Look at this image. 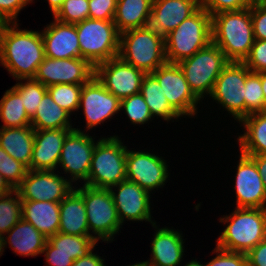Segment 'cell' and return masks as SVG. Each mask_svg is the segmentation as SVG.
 <instances>
[{"label": "cell", "instance_id": "1", "mask_svg": "<svg viewBox=\"0 0 266 266\" xmlns=\"http://www.w3.org/2000/svg\"><path fill=\"white\" fill-rule=\"evenodd\" d=\"M10 24L0 33V63L16 80L34 78L45 58L41 32L18 30L16 22L13 27Z\"/></svg>", "mask_w": 266, "mask_h": 266}, {"label": "cell", "instance_id": "2", "mask_svg": "<svg viewBox=\"0 0 266 266\" xmlns=\"http://www.w3.org/2000/svg\"><path fill=\"white\" fill-rule=\"evenodd\" d=\"M212 42L229 61L243 62L254 43L251 6L211 16Z\"/></svg>", "mask_w": 266, "mask_h": 266}, {"label": "cell", "instance_id": "3", "mask_svg": "<svg viewBox=\"0 0 266 266\" xmlns=\"http://www.w3.org/2000/svg\"><path fill=\"white\" fill-rule=\"evenodd\" d=\"M220 222H229L217 239L216 246L221 249L247 254L266 239V209L236 208Z\"/></svg>", "mask_w": 266, "mask_h": 266}, {"label": "cell", "instance_id": "4", "mask_svg": "<svg viewBox=\"0 0 266 266\" xmlns=\"http://www.w3.org/2000/svg\"><path fill=\"white\" fill-rule=\"evenodd\" d=\"M146 74L154 72L166 61L165 37L149 26L120 33L119 55Z\"/></svg>", "mask_w": 266, "mask_h": 266}, {"label": "cell", "instance_id": "5", "mask_svg": "<svg viewBox=\"0 0 266 266\" xmlns=\"http://www.w3.org/2000/svg\"><path fill=\"white\" fill-rule=\"evenodd\" d=\"M211 42V15L200 7L165 36L166 61L179 63Z\"/></svg>", "mask_w": 266, "mask_h": 266}, {"label": "cell", "instance_id": "6", "mask_svg": "<svg viewBox=\"0 0 266 266\" xmlns=\"http://www.w3.org/2000/svg\"><path fill=\"white\" fill-rule=\"evenodd\" d=\"M81 58L94 68L119 55L120 33L113 20L88 18L75 24Z\"/></svg>", "mask_w": 266, "mask_h": 266}, {"label": "cell", "instance_id": "7", "mask_svg": "<svg viewBox=\"0 0 266 266\" xmlns=\"http://www.w3.org/2000/svg\"><path fill=\"white\" fill-rule=\"evenodd\" d=\"M122 144L116 136L97 141L84 185L110 189L126 179L127 147Z\"/></svg>", "mask_w": 266, "mask_h": 266}, {"label": "cell", "instance_id": "8", "mask_svg": "<svg viewBox=\"0 0 266 266\" xmlns=\"http://www.w3.org/2000/svg\"><path fill=\"white\" fill-rule=\"evenodd\" d=\"M230 61L213 42L177 63L194 95L201 100L211 94L215 81Z\"/></svg>", "mask_w": 266, "mask_h": 266}, {"label": "cell", "instance_id": "9", "mask_svg": "<svg viewBox=\"0 0 266 266\" xmlns=\"http://www.w3.org/2000/svg\"><path fill=\"white\" fill-rule=\"evenodd\" d=\"M82 198L89 230L97 235V242L99 239L110 241L122 225L110 189L83 185Z\"/></svg>", "mask_w": 266, "mask_h": 266}, {"label": "cell", "instance_id": "10", "mask_svg": "<svg viewBox=\"0 0 266 266\" xmlns=\"http://www.w3.org/2000/svg\"><path fill=\"white\" fill-rule=\"evenodd\" d=\"M250 73L243 62L230 61L216 79L210 94L239 122L245 117V82Z\"/></svg>", "mask_w": 266, "mask_h": 266}, {"label": "cell", "instance_id": "11", "mask_svg": "<svg viewBox=\"0 0 266 266\" xmlns=\"http://www.w3.org/2000/svg\"><path fill=\"white\" fill-rule=\"evenodd\" d=\"M151 74L157 79L169 105L179 116L196 114V105L200 100L191 91L177 63L166 62Z\"/></svg>", "mask_w": 266, "mask_h": 266}, {"label": "cell", "instance_id": "12", "mask_svg": "<svg viewBox=\"0 0 266 266\" xmlns=\"http://www.w3.org/2000/svg\"><path fill=\"white\" fill-rule=\"evenodd\" d=\"M145 74L119 56L95 67V76L119 100L139 93Z\"/></svg>", "mask_w": 266, "mask_h": 266}, {"label": "cell", "instance_id": "13", "mask_svg": "<svg viewBox=\"0 0 266 266\" xmlns=\"http://www.w3.org/2000/svg\"><path fill=\"white\" fill-rule=\"evenodd\" d=\"M95 75V68L83 58L45 57L38 66L35 80L49 87L56 84H85Z\"/></svg>", "mask_w": 266, "mask_h": 266}, {"label": "cell", "instance_id": "14", "mask_svg": "<svg viewBox=\"0 0 266 266\" xmlns=\"http://www.w3.org/2000/svg\"><path fill=\"white\" fill-rule=\"evenodd\" d=\"M73 189L71 181L54 170H28L16 188L21 200L61 202Z\"/></svg>", "mask_w": 266, "mask_h": 266}, {"label": "cell", "instance_id": "15", "mask_svg": "<svg viewBox=\"0 0 266 266\" xmlns=\"http://www.w3.org/2000/svg\"><path fill=\"white\" fill-rule=\"evenodd\" d=\"M96 144L91 136L74 128L64 139L58 164L71 174V181H88V175Z\"/></svg>", "mask_w": 266, "mask_h": 266}, {"label": "cell", "instance_id": "16", "mask_svg": "<svg viewBox=\"0 0 266 266\" xmlns=\"http://www.w3.org/2000/svg\"><path fill=\"white\" fill-rule=\"evenodd\" d=\"M83 107L87 129L95 127L120 111V100L94 75L83 84L79 107Z\"/></svg>", "mask_w": 266, "mask_h": 266}, {"label": "cell", "instance_id": "17", "mask_svg": "<svg viewBox=\"0 0 266 266\" xmlns=\"http://www.w3.org/2000/svg\"><path fill=\"white\" fill-rule=\"evenodd\" d=\"M166 164L155 154L127 150L126 179L150 192L165 184L169 175Z\"/></svg>", "mask_w": 266, "mask_h": 266}, {"label": "cell", "instance_id": "18", "mask_svg": "<svg viewBox=\"0 0 266 266\" xmlns=\"http://www.w3.org/2000/svg\"><path fill=\"white\" fill-rule=\"evenodd\" d=\"M237 208L266 209V189L255 161L243 153L236 173Z\"/></svg>", "mask_w": 266, "mask_h": 266}, {"label": "cell", "instance_id": "19", "mask_svg": "<svg viewBox=\"0 0 266 266\" xmlns=\"http://www.w3.org/2000/svg\"><path fill=\"white\" fill-rule=\"evenodd\" d=\"M117 187L118 194L112 188ZM114 205L121 224L125 219L133 221H149L155 228V223L151 221L150 196L149 192L140 187L135 182L125 179L116 186L110 188Z\"/></svg>", "mask_w": 266, "mask_h": 266}, {"label": "cell", "instance_id": "20", "mask_svg": "<svg viewBox=\"0 0 266 266\" xmlns=\"http://www.w3.org/2000/svg\"><path fill=\"white\" fill-rule=\"evenodd\" d=\"M200 7V0H153L148 26L165 37Z\"/></svg>", "mask_w": 266, "mask_h": 266}, {"label": "cell", "instance_id": "21", "mask_svg": "<svg viewBox=\"0 0 266 266\" xmlns=\"http://www.w3.org/2000/svg\"><path fill=\"white\" fill-rule=\"evenodd\" d=\"M45 57L54 59L80 58L81 51L75 24L55 19L41 32Z\"/></svg>", "mask_w": 266, "mask_h": 266}, {"label": "cell", "instance_id": "22", "mask_svg": "<svg viewBox=\"0 0 266 266\" xmlns=\"http://www.w3.org/2000/svg\"><path fill=\"white\" fill-rule=\"evenodd\" d=\"M73 129L35 130L29 170H54L58 166L65 137Z\"/></svg>", "mask_w": 266, "mask_h": 266}, {"label": "cell", "instance_id": "23", "mask_svg": "<svg viewBox=\"0 0 266 266\" xmlns=\"http://www.w3.org/2000/svg\"><path fill=\"white\" fill-rule=\"evenodd\" d=\"M22 218L48 239L59 232L60 202L22 200Z\"/></svg>", "mask_w": 266, "mask_h": 266}, {"label": "cell", "instance_id": "24", "mask_svg": "<svg viewBox=\"0 0 266 266\" xmlns=\"http://www.w3.org/2000/svg\"><path fill=\"white\" fill-rule=\"evenodd\" d=\"M183 239L178 231L169 228L158 229L152 240V259L144 261L145 266H176L183 256Z\"/></svg>", "mask_w": 266, "mask_h": 266}, {"label": "cell", "instance_id": "25", "mask_svg": "<svg viewBox=\"0 0 266 266\" xmlns=\"http://www.w3.org/2000/svg\"><path fill=\"white\" fill-rule=\"evenodd\" d=\"M59 232L70 235H91L88 228L86 207L82 198V187L73 189L60 202Z\"/></svg>", "mask_w": 266, "mask_h": 266}, {"label": "cell", "instance_id": "26", "mask_svg": "<svg viewBox=\"0 0 266 266\" xmlns=\"http://www.w3.org/2000/svg\"><path fill=\"white\" fill-rule=\"evenodd\" d=\"M35 130L32 126L0 129V146L28 168L32 159Z\"/></svg>", "mask_w": 266, "mask_h": 266}, {"label": "cell", "instance_id": "27", "mask_svg": "<svg viewBox=\"0 0 266 266\" xmlns=\"http://www.w3.org/2000/svg\"><path fill=\"white\" fill-rule=\"evenodd\" d=\"M153 0H117L113 22L117 31L122 33L130 29L149 25Z\"/></svg>", "mask_w": 266, "mask_h": 266}, {"label": "cell", "instance_id": "28", "mask_svg": "<svg viewBox=\"0 0 266 266\" xmlns=\"http://www.w3.org/2000/svg\"><path fill=\"white\" fill-rule=\"evenodd\" d=\"M9 234V235H8ZM8 243L16 254L22 256H36L43 253L47 238L31 223L23 218L8 232Z\"/></svg>", "mask_w": 266, "mask_h": 266}, {"label": "cell", "instance_id": "29", "mask_svg": "<svg viewBox=\"0 0 266 266\" xmlns=\"http://www.w3.org/2000/svg\"><path fill=\"white\" fill-rule=\"evenodd\" d=\"M97 240L92 235H70L58 232L48 238L43 253H63L76 260L85 257L94 249Z\"/></svg>", "mask_w": 266, "mask_h": 266}, {"label": "cell", "instance_id": "30", "mask_svg": "<svg viewBox=\"0 0 266 266\" xmlns=\"http://www.w3.org/2000/svg\"><path fill=\"white\" fill-rule=\"evenodd\" d=\"M246 132L238 137L241 153L250 156L266 154V112H258L244 117Z\"/></svg>", "mask_w": 266, "mask_h": 266}, {"label": "cell", "instance_id": "31", "mask_svg": "<svg viewBox=\"0 0 266 266\" xmlns=\"http://www.w3.org/2000/svg\"><path fill=\"white\" fill-rule=\"evenodd\" d=\"M69 117L70 114L54 102L47 92L31 118V126L34 130L74 129Z\"/></svg>", "mask_w": 266, "mask_h": 266}, {"label": "cell", "instance_id": "32", "mask_svg": "<svg viewBox=\"0 0 266 266\" xmlns=\"http://www.w3.org/2000/svg\"><path fill=\"white\" fill-rule=\"evenodd\" d=\"M140 93L152 116L156 115L167 121L180 117L169 105L159 82L151 73L143 77Z\"/></svg>", "mask_w": 266, "mask_h": 266}, {"label": "cell", "instance_id": "33", "mask_svg": "<svg viewBox=\"0 0 266 266\" xmlns=\"http://www.w3.org/2000/svg\"><path fill=\"white\" fill-rule=\"evenodd\" d=\"M1 128L31 126V118L25 111L19 92L12 86L0 101Z\"/></svg>", "mask_w": 266, "mask_h": 266}, {"label": "cell", "instance_id": "34", "mask_svg": "<svg viewBox=\"0 0 266 266\" xmlns=\"http://www.w3.org/2000/svg\"><path fill=\"white\" fill-rule=\"evenodd\" d=\"M15 193V194H14ZM15 195V198L11 197ZM22 219V200L16 189L0 196V234L4 236Z\"/></svg>", "mask_w": 266, "mask_h": 266}, {"label": "cell", "instance_id": "35", "mask_svg": "<svg viewBox=\"0 0 266 266\" xmlns=\"http://www.w3.org/2000/svg\"><path fill=\"white\" fill-rule=\"evenodd\" d=\"M83 84H56L47 87V92L54 102L69 114L80 109V95Z\"/></svg>", "mask_w": 266, "mask_h": 266}, {"label": "cell", "instance_id": "36", "mask_svg": "<svg viewBox=\"0 0 266 266\" xmlns=\"http://www.w3.org/2000/svg\"><path fill=\"white\" fill-rule=\"evenodd\" d=\"M21 80H27V82L17 83L13 87L19 92L25 111L32 118L37 111L39 103L47 93V87L34 78Z\"/></svg>", "mask_w": 266, "mask_h": 266}, {"label": "cell", "instance_id": "37", "mask_svg": "<svg viewBox=\"0 0 266 266\" xmlns=\"http://www.w3.org/2000/svg\"><path fill=\"white\" fill-rule=\"evenodd\" d=\"M245 117L253 113L266 112V103L257 73L251 72L245 82Z\"/></svg>", "mask_w": 266, "mask_h": 266}, {"label": "cell", "instance_id": "38", "mask_svg": "<svg viewBox=\"0 0 266 266\" xmlns=\"http://www.w3.org/2000/svg\"><path fill=\"white\" fill-rule=\"evenodd\" d=\"M28 170L25 164L15 160L0 146V173L13 189L21 184Z\"/></svg>", "mask_w": 266, "mask_h": 266}, {"label": "cell", "instance_id": "39", "mask_svg": "<svg viewBox=\"0 0 266 266\" xmlns=\"http://www.w3.org/2000/svg\"><path fill=\"white\" fill-rule=\"evenodd\" d=\"M53 18L67 24H77L88 19V0H64L62 7Z\"/></svg>", "mask_w": 266, "mask_h": 266}, {"label": "cell", "instance_id": "40", "mask_svg": "<svg viewBox=\"0 0 266 266\" xmlns=\"http://www.w3.org/2000/svg\"><path fill=\"white\" fill-rule=\"evenodd\" d=\"M122 108L125 109L130 121L135 125L144 124L153 117L140 92L120 100V109Z\"/></svg>", "mask_w": 266, "mask_h": 266}, {"label": "cell", "instance_id": "41", "mask_svg": "<svg viewBox=\"0 0 266 266\" xmlns=\"http://www.w3.org/2000/svg\"><path fill=\"white\" fill-rule=\"evenodd\" d=\"M243 63L253 73L266 71V40L255 39Z\"/></svg>", "mask_w": 266, "mask_h": 266}, {"label": "cell", "instance_id": "42", "mask_svg": "<svg viewBox=\"0 0 266 266\" xmlns=\"http://www.w3.org/2000/svg\"><path fill=\"white\" fill-rule=\"evenodd\" d=\"M200 6L211 16L223 11H238L250 7L248 0H200Z\"/></svg>", "mask_w": 266, "mask_h": 266}, {"label": "cell", "instance_id": "43", "mask_svg": "<svg viewBox=\"0 0 266 266\" xmlns=\"http://www.w3.org/2000/svg\"><path fill=\"white\" fill-rule=\"evenodd\" d=\"M89 18L114 20L117 0H88Z\"/></svg>", "mask_w": 266, "mask_h": 266}, {"label": "cell", "instance_id": "44", "mask_svg": "<svg viewBox=\"0 0 266 266\" xmlns=\"http://www.w3.org/2000/svg\"><path fill=\"white\" fill-rule=\"evenodd\" d=\"M214 251L218 255L205 266H248L245 253L227 251L217 246Z\"/></svg>", "mask_w": 266, "mask_h": 266}, {"label": "cell", "instance_id": "45", "mask_svg": "<svg viewBox=\"0 0 266 266\" xmlns=\"http://www.w3.org/2000/svg\"><path fill=\"white\" fill-rule=\"evenodd\" d=\"M251 20L254 39L266 40V6L264 4L251 5Z\"/></svg>", "mask_w": 266, "mask_h": 266}, {"label": "cell", "instance_id": "46", "mask_svg": "<svg viewBox=\"0 0 266 266\" xmlns=\"http://www.w3.org/2000/svg\"><path fill=\"white\" fill-rule=\"evenodd\" d=\"M30 2L32 0H0V15L6 22H17L18 13Z\"/></svg>", "mask_w": 266, "mask_h": 266}, {"label": "cell", "instance_id": "47", "mask_svg": "<svg viewBox=\"0 0 266 266\" xmlns=\"http://www.w3.org/2000/svg\"><path fill=\"white\" fill-rule=\"evenodd\" d=\"M246 255L248 266H266V239L258 243Z\"/></svg>", "mask_w": 266, "mask_h": 266}, {"label": "cell", "instance_id": "48", "mask_svg": "<svg viewBox=\"0 0 266 266\" xmlns=\"http://www.w3.org/2000/svg\"><path fill=\"white\" fill-rule=\"evenodd\" d=\"M46 262L49 266H72L74 260L63 253H46Z\"/></svg>", "mask_w": 266, "mask_h": 266}, {"label": "cell", "instance_id": "49", "mask_svg": "<svg viewBox=\"0 0 266 266\" xmlns=\"http://www.w3.org/2000/svg\"><path fill=\"white\" fill-rule=\"evenodd\" d=\"M103 261L99 255L91 251L85 257L74 260L72 266H105Z\"/></svg>", "mask_w": 266, "mask_h": 266}, {"label": "cell", "instance_id": "50", "mask_svg": "<svg viewBox=\"0 0 266 266\" xmlns=\"http://www.w3.org/2000/svg\"><path fill=\"white\" fill-rule=\"evenodd\" d=\"M250 157L255 161L256 167L262 177V181L266 189V154L250 155Z\"/></svg>", "mask_w": 266, "mask_h": 266}, {"label": "cell", "instance_id": "51", "mask_svg": "<svg viewBox=\"0 0 266 266\" xmlns=\"http://www.w3.org/2000/svg\"><path fill=\"white\" fill-rule=\"evenodd\" d=\"M14 189L9 185V183L4 179L0 173V196L6 195L12 192Z\"/></svg>", "mask_w": 266, "mask_h": 266}, {"label": "cell", "instance_id": "52", "mask_svg": "<svg viewBox=\"0 0 266 266\" xmlns=\"http://www.w3.org/2000/svg\"><path fill=\"white\" fill-rule=\"evenodd\" d=\"M53 15L62 7L64 0H47Z\"/></svg>", "mask_w": 266, "mask_h": 266}, {"label": "cell", "instance_id": "53", "mask_svg": "<svg viewBox=\"0 0 266 266\" xmlns=\"http://www.w3.org/2000/svg\"><path fill=\"white\" fill-rule=\"evenodd\" d=\"M260 76L261 79V86L264 94V99L266 103V71H261L257 73Z\"/></svg>", "mask_w": 266, "mask_h": 266}, {"label": "cell", "instance_id": "54", "mask_svg": "<svg viewBox=\"0 0 266 266\" xmlns=\"http://www.w3.org/2000/svg\"><path fill=\"white\" fill-rule=\"evenodd\" d=\"M6 240H7V237H3V235L0 234V256L2 254L1 252L4 251L3 249L5 247L4 245L7 244Z\"/></svg>", "mask_w": 266, "mask_h": 266}, {"label": "cell", "instance_id": "55", "mask_svg": "<svg viewBox=\"0 0 266 266\" xmlns=\"http://www.w3.org/2000/svg\"><path fill=\"white\" fill-rule=\"evenodd\" d=\"M266 0H248L249 6L255 4H263Z\"/></svg>", "mask_w": 266, "mask_h": 266}, {"label": "cell", "instance_id": "56", "mask_svg": "<svg viewBox=\"0 0 266 266\" xmlns=\"http://www.w3.org/2000/svg\"><path fill=\"white\" fill-rule=\"evenodd\" d=\"M185 266H205V265L201 264L198 261L192 260L191 262L187 263Z\"/></svg>", "mask_w": 266, "mask_h": 266}, {"label": "cell", "instance_id": "57", "mask_svg": "<svg viewBox=\"0 0 266 266\" xmlns=\"http://www.w3.org/2000/svg\"><path fill=\"white\" fill-rule=\"evenodd\" d=\"M6 21L4 18L0 15V33L3 31L4 26L6 25Z\"/></svg>", "mask_w": 266, "mask_h": 266}, {"label": "cell", "instance_id": "58", "mask_svg": "<svg viewBox=\"0 0 266 266\" xmlns=\"http://www.w3.org/2000/svg\"><path fill=\"white\" fill-rule=\"evenodd\" d=\"M131 266H145V264H144V262H140V263H135V264H133Z\"/></svg>", "mask_w": 266, "mask_h": 266}]
</instances>
